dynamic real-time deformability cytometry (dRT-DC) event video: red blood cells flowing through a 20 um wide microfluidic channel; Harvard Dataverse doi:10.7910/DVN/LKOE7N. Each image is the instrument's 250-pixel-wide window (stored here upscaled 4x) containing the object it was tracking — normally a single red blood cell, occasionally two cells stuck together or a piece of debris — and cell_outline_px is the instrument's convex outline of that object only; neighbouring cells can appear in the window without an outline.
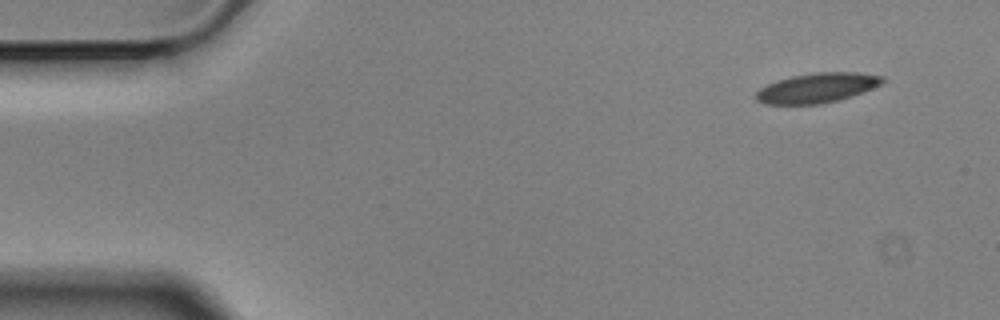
{"species": "Egyptian fruit bat (a non-hibernating species)", "species_latin": "Rousettus aegyptiacus", "temperature_condition": "cold", "stored_images_in_passage": 2, "camera_frame_rate_fps": 3000, "um_per_image_px": 0.085, "animal": {"sex": "male"}, "frame": {"image": 1, "passage_image": 2, "time_ms": 0.333, "image_size_px": [1000, 320], "cell_outline_px": [[884, 80], [880, 84], [872, 88], [852, 96], [840, 100], [820, 104], [764, 104], [756, 100], [756, 92], [760, 88], [776, 80], [792, 76], [816, 72], [856, 72], [884, 76]], "centroid_in_image_um": [69.44, 7.47], "position_along_channel_um": 15.6, "area_um2": 21.91}}